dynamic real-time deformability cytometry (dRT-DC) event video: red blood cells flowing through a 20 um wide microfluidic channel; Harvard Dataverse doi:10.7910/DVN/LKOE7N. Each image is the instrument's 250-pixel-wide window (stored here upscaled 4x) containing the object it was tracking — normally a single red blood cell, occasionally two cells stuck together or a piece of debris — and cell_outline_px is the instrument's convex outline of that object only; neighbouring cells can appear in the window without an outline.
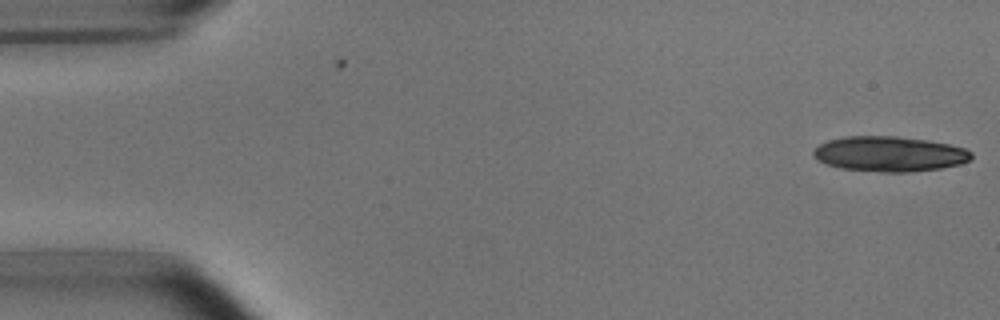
{"species": "common noctule bat (a hibernating species)", "species_latin": "Nyctalus noctula", "temperature_condition": "room temperature", "stored_images_in_passage": 3, "camera_frame_rate_fps": 3000, "um_per_image_px": 0.085, "animal": {"sex": "male", "body_mass_g": 15.6}, "frame": {"image": 1, "passage_image": 3, "time_ms": 0.667, "image_size_px": [1000, 320], "cell_outline_px": [[972, 156], [968, 160], [960, 164], [940, 168], [908, 172], [880, 172], [840, 168], [816, 160], [812, 152], [820, 144], [828, 140], [844, 136], [896, 136], [928, 140], [948, 144], [964, 148], [972, 152]], "centroid_in_image_um": [75.58, 13.08], "position_along_channel_um": 9.4, "area_um2": 32.31}}